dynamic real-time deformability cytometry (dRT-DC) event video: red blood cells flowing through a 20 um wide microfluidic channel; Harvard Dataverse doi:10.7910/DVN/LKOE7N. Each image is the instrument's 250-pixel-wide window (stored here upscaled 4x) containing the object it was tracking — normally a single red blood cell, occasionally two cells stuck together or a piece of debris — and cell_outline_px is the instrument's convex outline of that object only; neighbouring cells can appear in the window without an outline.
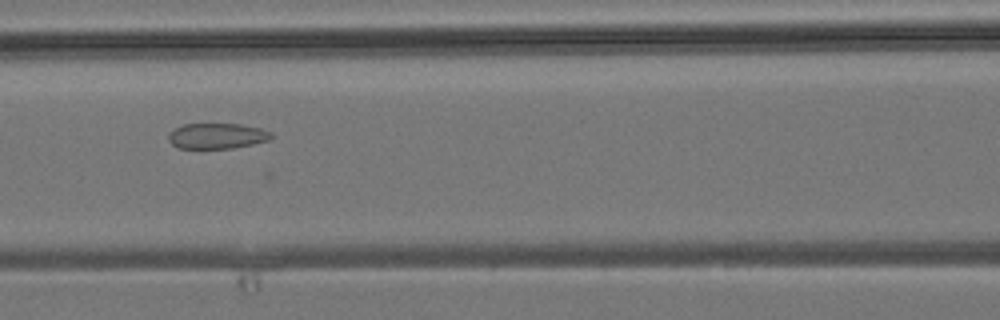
{"species": "common noctule bat (a hibernating species)", "species_latin": "Nyctalus noctula", "temperature_condition": "room temperature", "stored_images_in_passage": 7, "camera_frame_rate_fps": 3000, "um_per_image_px": 0.085, "animal": {"sex": "male", "body_mass_g": 19.2, "forearm_length_mm": 51.8}, "frame": {"image": 1, "passage_image": 6, "time_ms": 6.667, "image_size_px": [1000, 320], "cell_outline_px": [[276, 136], [272, 140], [232, 148], [176, 148], [168, 140], [168, 132], [184, 124], [240, 124], [260, 128], [272, 132]], "centroid_in_image_um": [18.48, 11.55], "position_along_channel_um": 148.1, "area_um2": 15.49}}
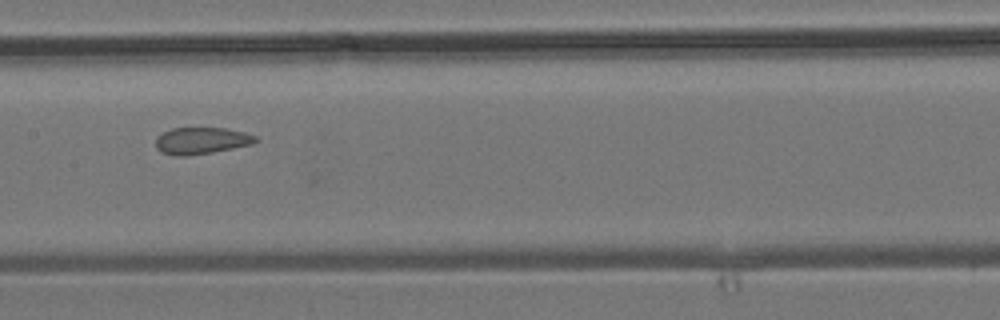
{"frame": {"image": 2, "passage_image": 7, "time_ms": 7.667, "image_size_px": [1000, 320], "cell_outline_px": [[260, 140], [252, 144], [212, 152], [184, 156], [176, 156], [160, 152], [156, 148], [156, 136], [172, 128], [224, 128], [244, 132], [256, 136]], "centroid_in_image_um": [17.11, 11.96], "position_along_channel_um": 190.3, "area_um2": 15.55}}